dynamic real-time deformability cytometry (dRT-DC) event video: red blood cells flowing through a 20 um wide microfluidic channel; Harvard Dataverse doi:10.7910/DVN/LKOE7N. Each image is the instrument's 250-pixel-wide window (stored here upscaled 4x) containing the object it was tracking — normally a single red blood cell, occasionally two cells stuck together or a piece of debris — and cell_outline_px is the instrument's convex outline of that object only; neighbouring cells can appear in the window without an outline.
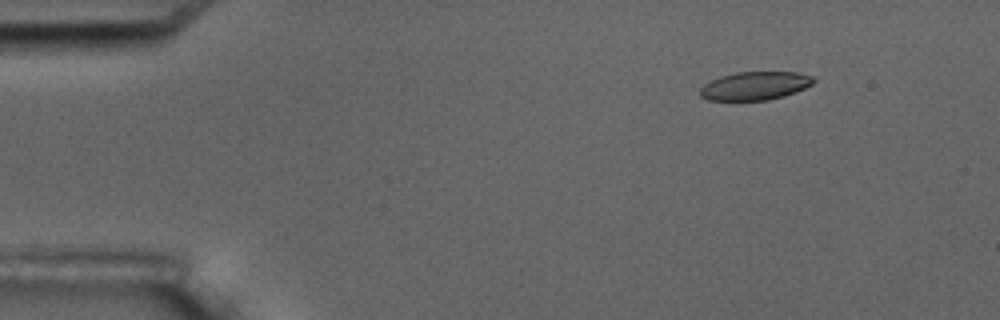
{"species": "common noctule bat (a hibernating species)", "species_latin": "Nyctalus noctula", "temperature_condition": "room temperature", "stored_images_in_passage": 5, "camera_frame_rate_fps": 3000, "um_per_image_px": 0.085, "animal": {"sex": "male", "body_mass_g": 17.5, "forearm_length_mm": 52.3}, "frame": {"image": 1, "passage_image": 2, "time_ms": 1.333, "image_size_px": [1000, 320], "cell_outline_px": [[816, 80], [812, 84], [796, 92], [784, 96], [768, 100], [708, 100], [700, 96], [700, 88], [704, 84], [720, 76], [736, 72], [796, 72], [812, 76]], "centroid_in_image_um": [64.17, 7.29], "position_along_channel_um": 20.8, "area_um2": 18.73}}
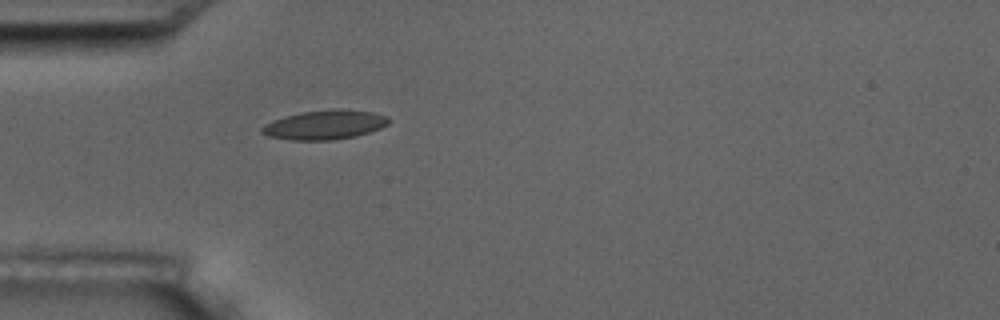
{"frame": {"image": 2, "passage_image": 5, "time_ms": 4.667, "image_size_px": [1000, 320], "cell_outline_px": [[388, 124], [380, 128], [356, 136], [332, 140], [288, 140], [268, 136], [260, 132], [260, 128], [264, 124], [272, 120], [284, 116], [300, 112], [332, 108], [340, 108], [372, 112], [388, 116]], "centroid_in_image_um": [27.56, 10.6], "position_along_channel_um": 57.4, "area_um2": 21.91}}